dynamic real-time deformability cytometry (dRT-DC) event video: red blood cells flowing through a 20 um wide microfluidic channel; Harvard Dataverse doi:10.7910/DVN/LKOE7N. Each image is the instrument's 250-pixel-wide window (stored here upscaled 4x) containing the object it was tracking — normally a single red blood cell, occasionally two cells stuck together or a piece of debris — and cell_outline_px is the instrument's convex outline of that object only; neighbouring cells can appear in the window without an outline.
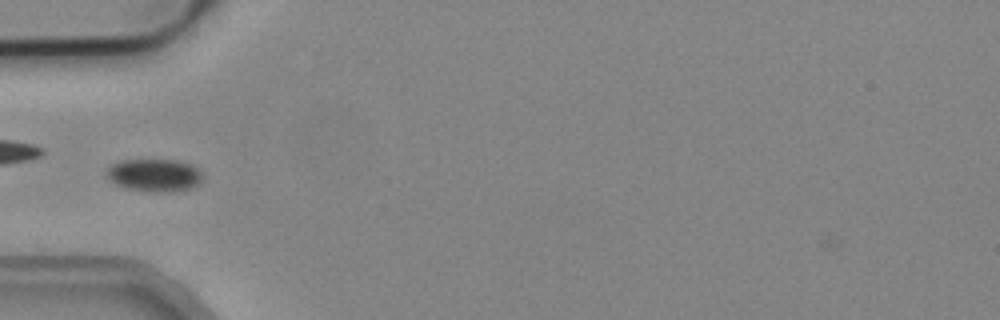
{"species": "common noctule bat (a hibernating species)", "species_latin": "Nyctalus noctula", "temperature_condition": "cold", "stored_images_in_passage": 8, "camera_frame_rate_fps": 3000, "um_per_image_px": 0.085, "animal": {"sex": "male", "body_mass_g": 19.2, "forearm_length_mm": 51.8}, "frame": {"image": 1, "passage_image": 5, "time_ms": 1.333, "image_size_px": [1000, 320], "cell_outline_px": [[204, 176], [200, 184], [188, 188], [168, 192], [144, 192], [124, 188], [108, 180], [104, 176], [104, 172], [112, 164], [120, 160], [176, 160], [188, 164], [196, 168]], "centroid_in_image_um": [13.05, 14.9], "position_along_channel_um": 71.9, "area_um2": 18.55}}
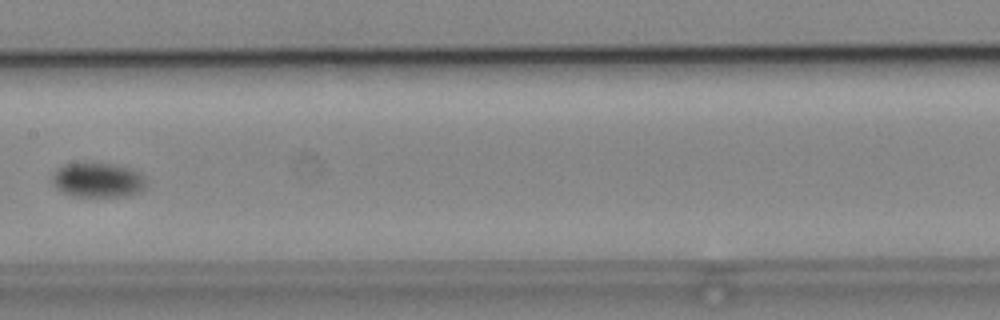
{"frame": {"image": 2, "passage_image": 8, "time_ms": 2.333, "image_size_px": [1000, 320], "cell_outline_px": [[144, 188], [140, 192], [128, 196], [72, 196], [56, 188], [52, 184], [52, 176], [60, 168], [68, 164], [112, 164], [132, 168], [140, 172], [144, 180]], "centroid_in_image_um": [8.34, 15.32], "position_along_channel_um": 199.1, "area_um2": 18.61}}